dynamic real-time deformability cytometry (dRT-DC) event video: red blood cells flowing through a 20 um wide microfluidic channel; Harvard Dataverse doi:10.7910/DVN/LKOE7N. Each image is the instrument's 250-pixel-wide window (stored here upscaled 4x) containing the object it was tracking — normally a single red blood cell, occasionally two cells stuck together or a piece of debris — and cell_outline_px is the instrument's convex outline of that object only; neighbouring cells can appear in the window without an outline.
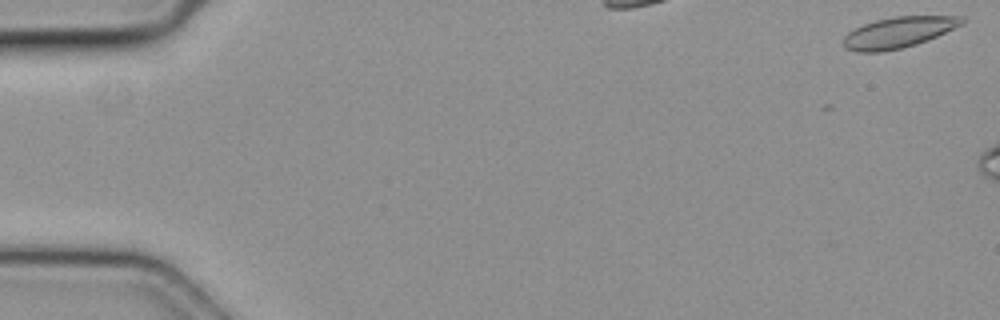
{"species": "common noctule bat (a hibernating species)", "species_latin": "Nyctalus noctula", "temperature_condition": "cold", "stored_images_in_passage": 4, "camera_frame_rate_fps": 3000, "um_per_image_px": 0.085, "animal": {"sex": "female", "body_mass_g": 19.3, "forearm_length_mm": 54.1}, "frame": {"image": 1, "passage_image": 1, "time_ms": 0.0, "image_size_px": [1000, 320], "cell_outline_px": [[964, 24], [936, 36], [916, 44], [884, 52], [856, 52], [844, 48], [844, 36], [848, 32], [864, 24], [876, 20], [892, 16], [964, 16]], "centroid_in_image_um": [76.36, 2.75], "position_along_channel_um": 8.6, "area_um2": 21.27}}